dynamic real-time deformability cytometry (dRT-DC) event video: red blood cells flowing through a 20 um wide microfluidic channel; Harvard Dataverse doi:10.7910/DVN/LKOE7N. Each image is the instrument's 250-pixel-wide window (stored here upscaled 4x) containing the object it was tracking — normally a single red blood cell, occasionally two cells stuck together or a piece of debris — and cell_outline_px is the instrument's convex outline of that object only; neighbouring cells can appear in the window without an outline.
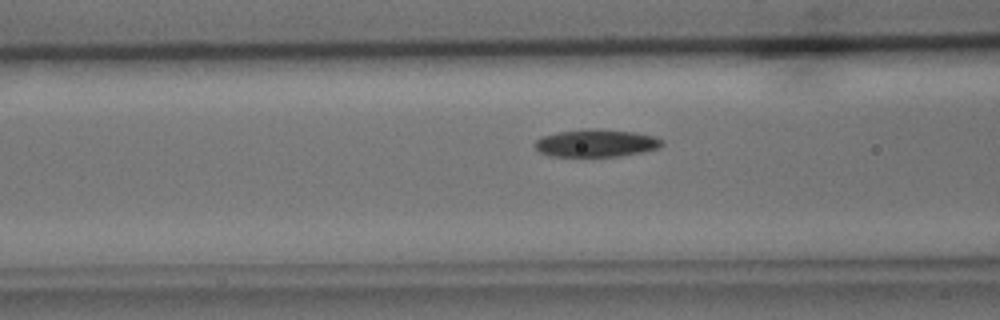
{"species": "common noctule bat (a hibernating species)", "species_latin": "Nyctalus noctula", "temperature_condition": "cold", "stored_images_in_passage": 37, "camera_frame_rate_fps": 3000, "um_per_image_px": 0.085, "animal": {"sex": "male", "body_mass_g": 15.6}, "frame": {"image": 1, "passage_image": 11, "time_ms": 3.333, "image_size_px": [1000, 320], "cell_outline_px": [[664, 144], [660, 148], [620, 156], [548, 156], [540, 152], [532, 144], [540, 136], [556, 132], [580, 128], [592, 128], [632, 132], [656, 136], [664, 140]], "centroid_in_image_um": [50.64, 12.15], "position_along_channel_um": 116.0, "area_um2": 20.75}}
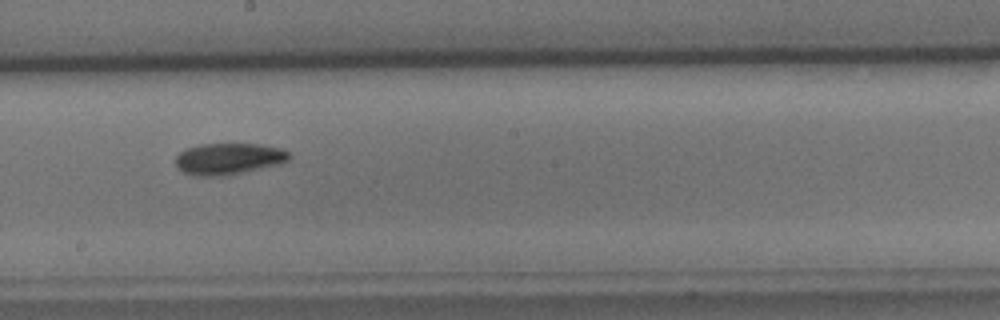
{"frame": {"image": 2, "passage_image": 20, "time_ms": 6.333, "image_size_px": [1000, 320], "cell_outline_px": [[292, 156], [288, 160], [280, 164], [232, 176], [196, 176], [184, 172], [176, 168], [176, 156], [184, 148], [200, 144], [260, 144], [280, 148], [288, 152]], "centroid_in_image_um": [19.43, 13.51], "position_along_channel_um": 228.8, "area_um2": 21.27}}
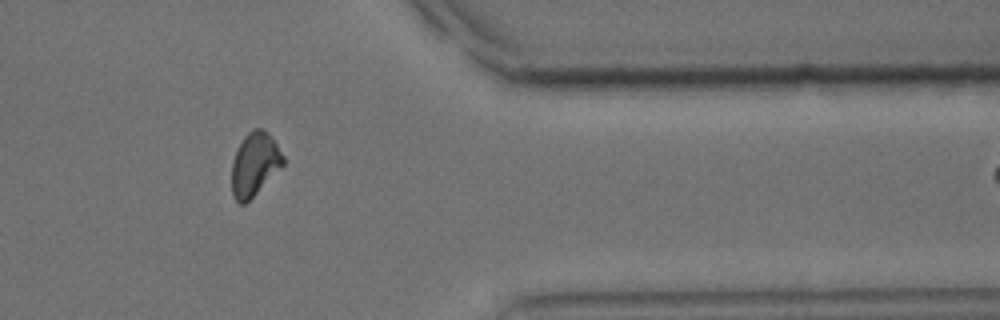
{"frame": {"image": 3, "passage_image": 34, "time_ms": 11.0, "image_size_px": [1000, 320], "cell_outline_px": [[284, 164], [244, 204], [240, 204], [232, 196], [232, 160], [244, 136], [252, 128], [264, 128], [268, 132], [284, 156]], "centroid_in_image_um": [21.63, 13.92], "position_along_channel_um": 389.8, "area_um2": 18.67}}